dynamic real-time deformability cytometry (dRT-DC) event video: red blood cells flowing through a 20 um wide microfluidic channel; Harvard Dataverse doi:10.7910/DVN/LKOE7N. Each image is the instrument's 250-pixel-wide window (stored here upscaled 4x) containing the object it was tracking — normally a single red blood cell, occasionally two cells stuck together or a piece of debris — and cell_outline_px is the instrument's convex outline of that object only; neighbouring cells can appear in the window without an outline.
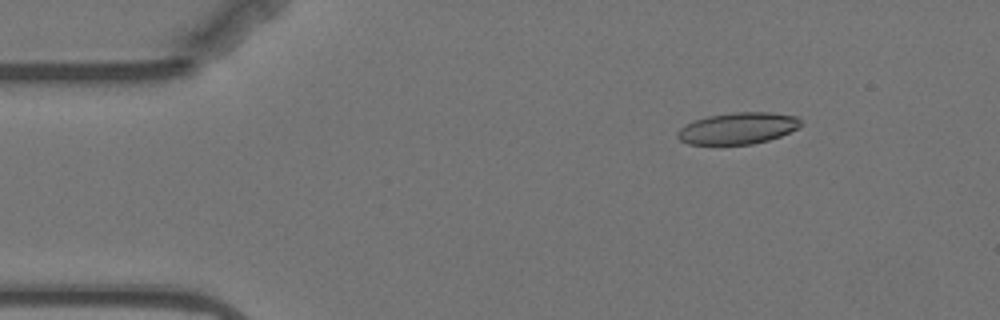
{"species": "Egyptian fruit bat (a non-hibernating species)", "species_latin": "Rousettus aegyptiacus", "temperature_condition": "warm", "stored_images_in_passage": 52, "camera_frame_rate_fps": 3000, "um_per_image_px": 0.085, "animal": {"sex": "female"}, "frame": {"image": 1, "passage_image": 3, "time_ms": 0.667, "image_size_px": [1000, 320], "cell_outline_px": [[804, 124], [780, 136], [768, 140], [752, 144], [688, 144], [680, 140], [676, 136], [676, 132], [680, 128], [696, 120], [708, 116], [736, 112], [768, 112], [796, 116], [804, 120]], "centroid_in_image_um": [62.74, 10.9], "position_along_channel_um": 22.3, "area_um2": 22.54}}
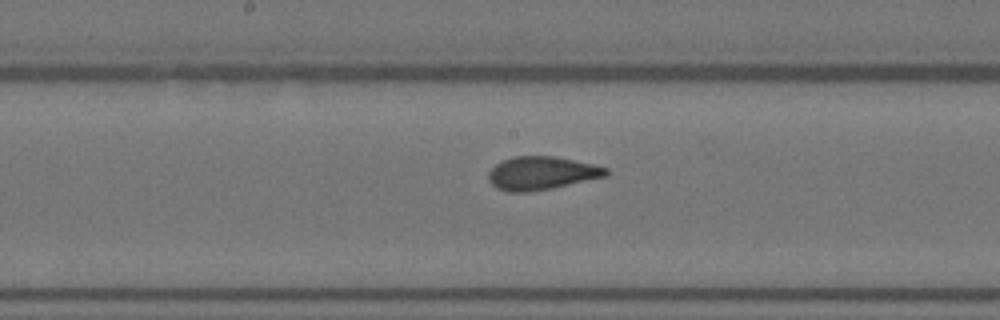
{"frame": {"image": 2, "passage_image": 24, "time_ms": 7.667, "image_size_px": [1000, 320], "cell_outline_px": [[608, 176], [552, 188], [528, 192], [508, 192], [496, 188], [488, 180], [488, 172], [496, 164], [504, 160], [516, 156], [556, 156], [592, 164], [608, 168]], "centroid_in_image_um": [46.03, 14.72], "position_along_channel_um": 202.2, "area_um2": 22.77}}
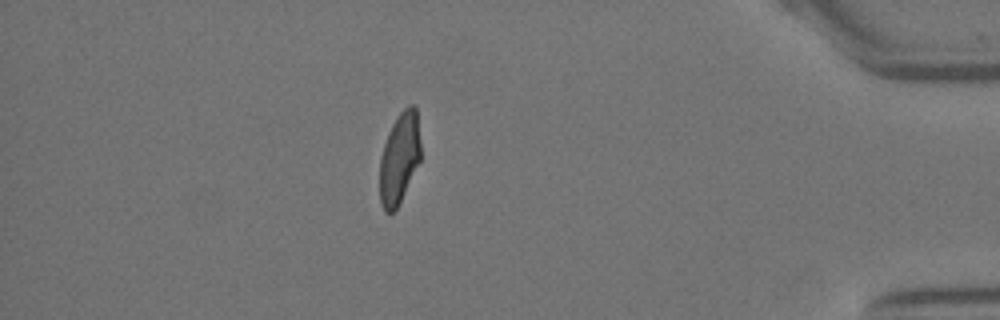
{"frame": {"image": 3, "passage_image": 45, "time_ms": 14.667, "image_size_px": [1000, 320], "cell_outline_px": [[420, 160], [396, 208], [392, 212], [384, 212], [380, 204], [380, 156], [388, 132], [396, 116], [408, 104], [416, 104], [420, 144]], "centroid_in_image_um": [33.94, 13.39], "position_along_channel_um": 401.3, "area_um2": 21.62}, "authors_computed_cell_mechanics": {"area_um2": 22.7732, "velocity_mm_per_s": 3.5226, "shape_relaxation_time_tau1_ms": 8.5322, "shape_relaxation_time_tau2_ms": 1.1958, "deformation_change_tau1": 0.2153, "deformation_change_tau2": 0.0883}}